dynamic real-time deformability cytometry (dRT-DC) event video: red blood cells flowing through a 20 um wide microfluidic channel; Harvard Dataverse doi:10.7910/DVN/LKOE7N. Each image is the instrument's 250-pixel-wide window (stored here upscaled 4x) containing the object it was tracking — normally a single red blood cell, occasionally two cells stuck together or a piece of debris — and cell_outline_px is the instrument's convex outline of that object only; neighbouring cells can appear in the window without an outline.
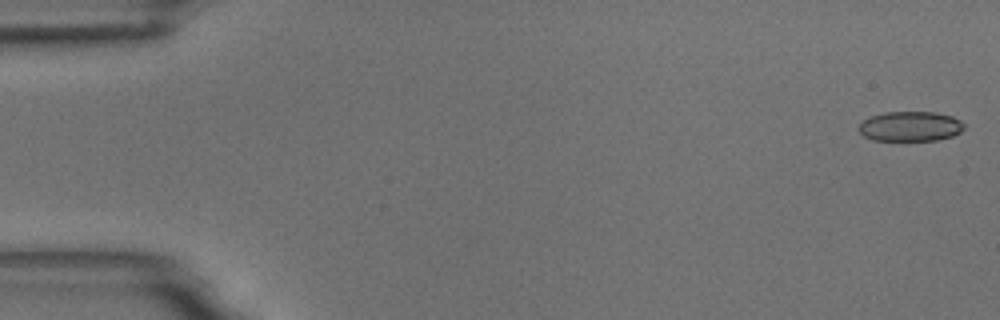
{"species": "common noctule bat (a hibernating species)", "species_latin": "Nyctalus noctula", "temperature_condition": "room temperature", "stored_images_in_passage": 55, "camera_frame_rate_fps": 3000, "um_per_image_px": 0.085, "animal": {"sex": "male", "body_mass_g": 18.8}, "frame": {"image": 1, "passage_image": 1, "time_ms": 0.0, "image_size_px": [1000, 320], "cell_outline_px": [[964, 128], [960, 132], [952, 136], [936, 140], [872, 140], [864, 136], [856, 128], [864, 120], [872, 116], [884, 112], [936, 112], [952, 116], [960, 120], [964, 124]], "centroid_in_image_um": [77.37, 10.74], "position_along_channel_um": 7.6, "area_um2": 18.32}}
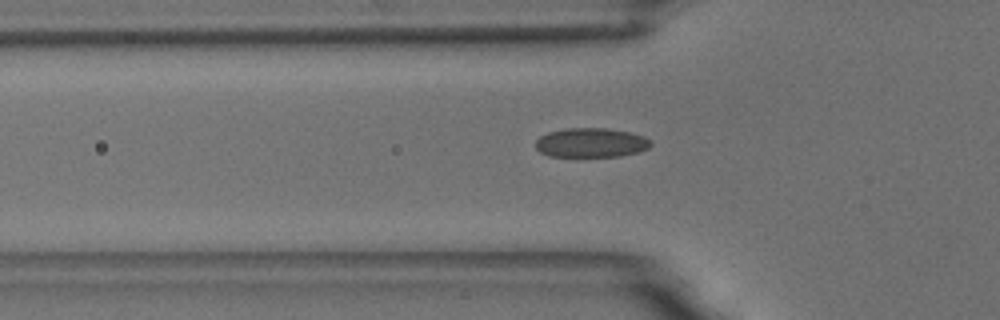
{"frame": {"image": 2, "passage_image": 18, "time_ms": 5.667, "image_size_px": [1000, 320], "cell_outline_px": [[652, 144], [648, 148], [640, 152], [620, 156], [548, 156], [540, 152], [536, 148], [536, 140], [540, 136], [548, 132], [564, 128], [608, 128], [628, 132], [644, 136]], "centroid_in_image_um": [50.22, 12.12], "position_along_channel_um": 75.6, "area_um2": 19.71}}
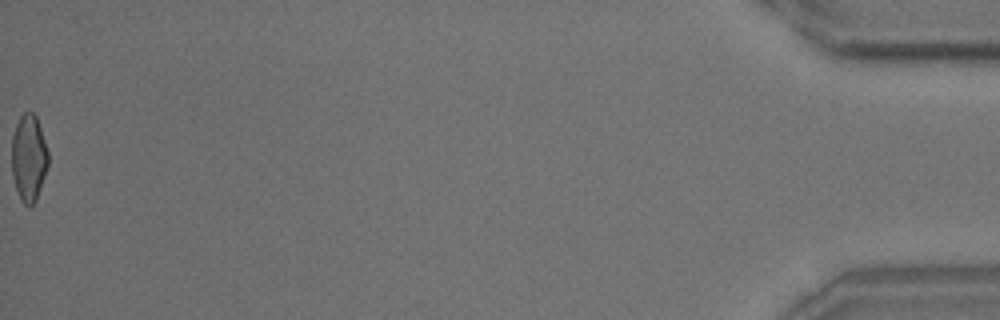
{"frame": {"image": 3, "passage_image": 55, "time_ms": 18.0, "image_size_px": [1000, 320], "cell_outline_px": [[48, 164], [36, 200], [28, 208], [20, 200], [12, 176], [12, 136], [16, 124], [20, 116], [24, 112], [32, 112], [36, 116], [48, 152]], "centroid_in_image_um": [2.43, 13.43], "position_along_channel_um": 432.8, "area_um2": 18.32}, "authors_computed_cell_mechanics": {"area_um2": 19.3052, "velocity_mm_per_s": 3.705, "shape_relaxation_time_tau1_ms": 5.9904, "shape_relaxation_time_tau2_ms": 1.2492, "deformation_change_tau1": 0.1319, "deformation_change_tau2": 0.0626}}